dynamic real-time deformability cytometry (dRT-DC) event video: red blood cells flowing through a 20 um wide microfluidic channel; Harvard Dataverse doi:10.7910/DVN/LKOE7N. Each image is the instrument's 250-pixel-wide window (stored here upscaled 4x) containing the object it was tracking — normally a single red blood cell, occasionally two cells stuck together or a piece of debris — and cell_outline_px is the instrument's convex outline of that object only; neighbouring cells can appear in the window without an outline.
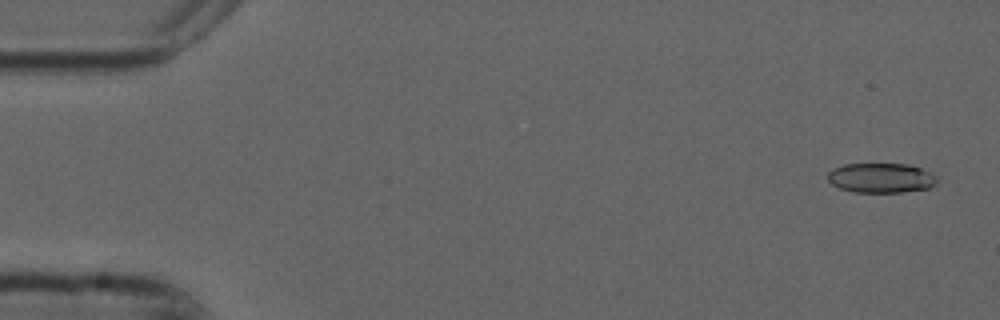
{"species": "common noctule bat (a hibernating species)", "species_latin": "Nyctalus noctula", "temperature_condition": "cold", "stored_images_in_passage": 55, "camera_frame_rate_fps": 3000, "um_per_image_px": 0.085, "animal": {"sex": "male", "forearm_length_mm": 52.5}, "frame": {"image": 1, "passage_image": 3, "time_ms": 0.667, "image_size_px": [1000, 320], "cell_outline_px": [[936, 184], [928, 188], [900, 192], [852, 192], [840, 188], [832, 184], [828, 180], [828, 172], [832, 168], [844, 164], [908, 164], [932, 172], [936, 176]], "centroid_in_image_um": [74.87, 15.12], "position_along_channel_um": 10.1, "area_um2": 18.96}}
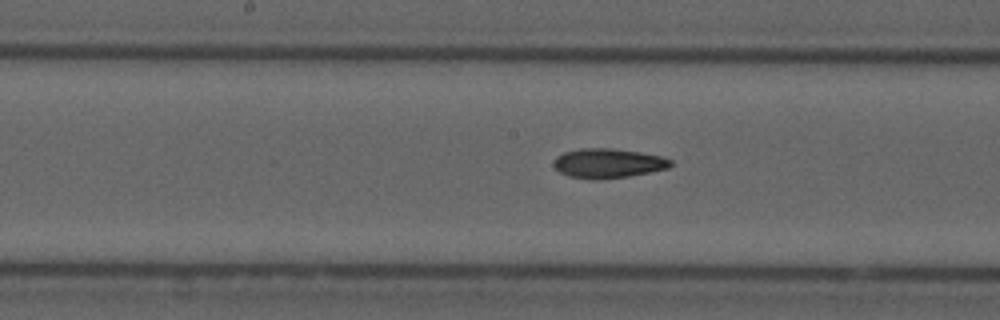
{"frame": {"image": 2, "passage_image": 28, "time_ms": 9.0, "image_size_px": [1000, 320], "cell_outline_px": [[672, 164], [668, 168], [628, 176], [596, 180], [568, 176], [560, 172], [552, 164], [556, 156], [564, 152], [580, 148], [612, 148], [640, 152], [664, 156], [672, 160]], "centroid_in_image_um": [51.68, 13.87], "position_along_channel_um": 196.5, "area_um2": 20.17}}
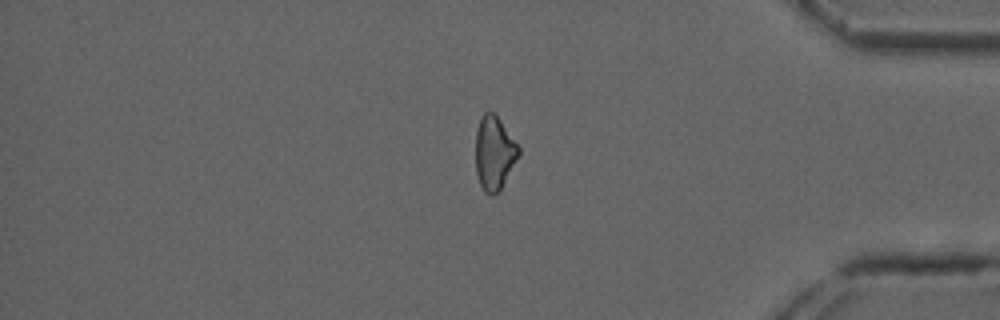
{"frame": {"image": 3, "passage_image": 46, "time_ms": 15.0, "image_size_px": [1000, 320], "cell_outline_px": [[520, 152], [500, 188], [492, 196], [484, 192], [480, 184], [476, 172], [476, 132], [480, 120], [484, 112], [492, 112], [500, 120], [520, 148]], "centroid_in_image_um": [41.99, 13.0], "position_along_channel_um": 393.2, "area_um2": 17.92}, "authors_computed_cell_mechanics": {"area_um2": 19.5364, "velocity_mm_per_s": 3.7524, "shape_relaxation_time_tau1_ms": null, "shape_relaxation_time_tau2_ms": 7.256, "deformation_change_tau1": null, "deformation_change_tau2": 0.1576}}